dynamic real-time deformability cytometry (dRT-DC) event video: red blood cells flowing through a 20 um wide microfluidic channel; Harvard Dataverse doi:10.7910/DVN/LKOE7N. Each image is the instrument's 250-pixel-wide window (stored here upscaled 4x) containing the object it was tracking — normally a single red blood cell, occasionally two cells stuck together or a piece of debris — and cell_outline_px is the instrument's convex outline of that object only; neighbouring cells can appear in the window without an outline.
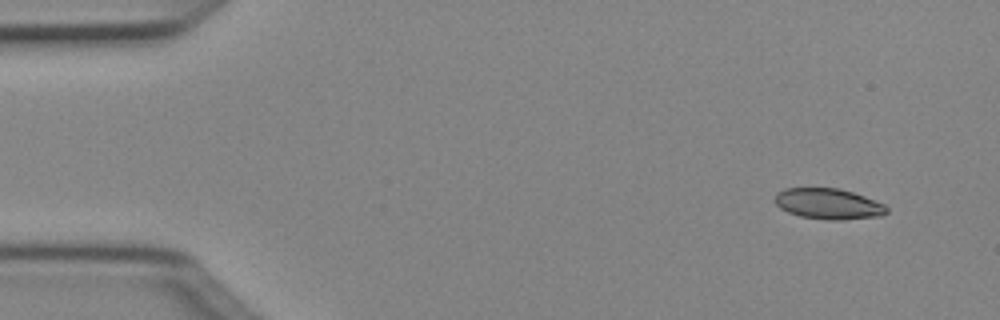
{"species": "Egyptian fruit bat (a non-hibernating species)", "species_latin": "Rousettus aegyptiacus", "temperature_condition": "cold", "stored_images_in_passage": 3, "camera_frame_rate_fps": 3000, "um_per_image_px": 0.085, "animal": {"sex": "female"}, "frame": {"image": 1, "passage_image": 1, "time_ms": 0.0, "image_size_px": [1000, 320], "cell_outline_px": [[888, 212], [880, 216], [840, 220], [828, 220], [800, 216], [788, 212], [780, 208], [776, 204], [776, 192], [784, 188], [840, 188], [864, 196], [884, 204], [888, 208]], "centroid_in_image_um": [70.41, 17.32], "position_along_channel_um": 14.6, "area_um2": 20.0}}
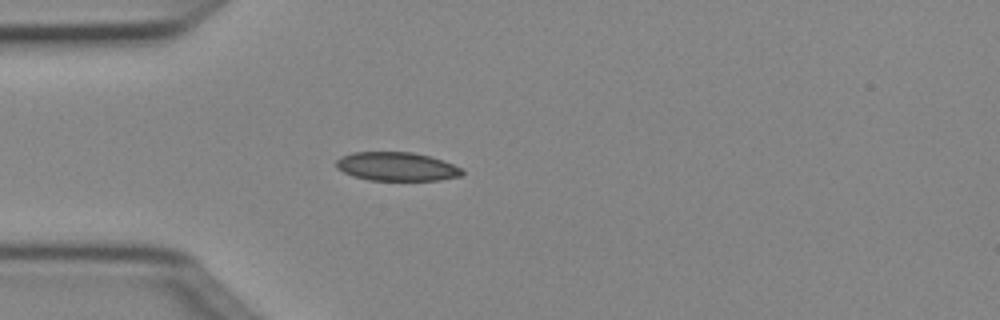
{"frame": {"image": 2, "passage_image": 3, "time_ms": 0.667, "image_size_px": [1000, 320], "cell_outline_px": [[464, 172], [460, 176], [440, 180], [368, 180], [352, 176], [336, 168], [336, 160], [340, 156], [352, 152], [412, 152], [428, 156], [464, 168]], "centroid_in_image_um": [33.69, 14.16], "position_along_channel_um": 51.3, "area_um2": 21.1}}